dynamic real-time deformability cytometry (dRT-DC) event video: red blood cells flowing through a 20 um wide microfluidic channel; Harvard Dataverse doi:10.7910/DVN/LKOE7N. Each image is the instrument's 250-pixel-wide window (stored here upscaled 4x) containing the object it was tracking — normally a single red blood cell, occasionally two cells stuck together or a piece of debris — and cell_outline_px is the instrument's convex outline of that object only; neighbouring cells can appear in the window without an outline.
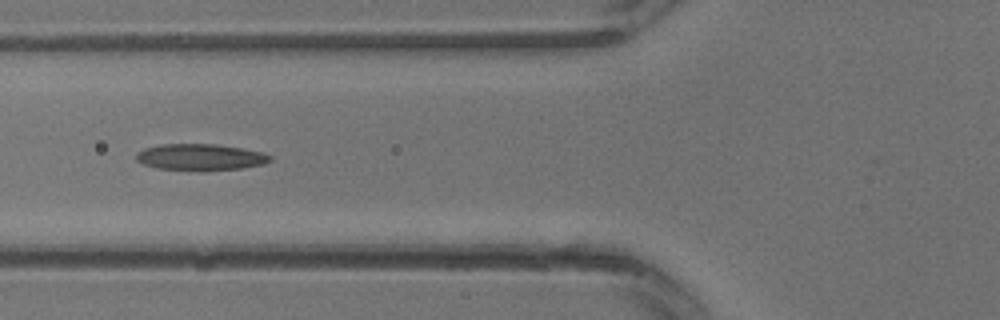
{"species": "common noctule bat (a hibernating species)", "species_latin": "Nyctalus noctula", "temperature_condition": "warm", "stored_images_in_passage": 23, "camera_frame_rate_fps": 3000, "um_per_image_px": 0.085, "animal": {"sex": "male", "body_mass_g": 13.3}, "frame": {"image": 1, "passage_image": 12, "time_ms": 3.667, "image_size_px": [1000, 320], "cell_outline_px": [[272, 160], [264, 164], [240, 168], [204, 172], [156, 168], [144, 164], [136, 160], [136, 152], [144, 148], [160, 144], [216, 144], [264, 152], [272, 156]], "centroid_in_image_um": [17.03, 13.37], "position_along_channel_um": 108.8, "area_um2": 21.04}}
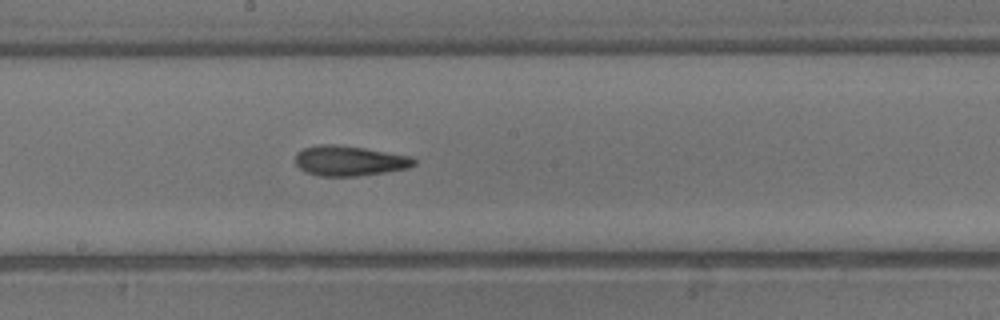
{"frame": {"image": 2, "passage_image": 17, "time_ms": 5.333, "image_size_px": [1000, 320], "cell_outline_px": [[416, 164], [408, 168], [384, 172], [356, 176], [320, 176], [308, 172], [300, 168], [296, 164], [296, 152], [304, 148], [320, 144], [336, 144], [364, 148], [412, 156], [416, 160]], "centroid_in_image_um": [29.72, 13.66], "position_along_channel_um": 218.5, "area_um2": 20.75}}
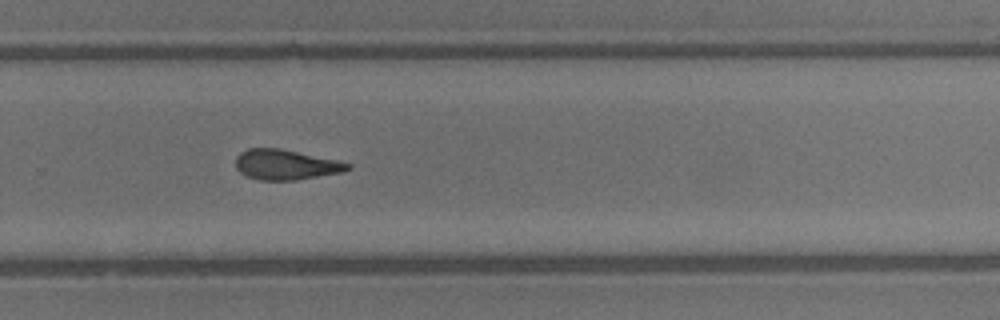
{"frame": {"image": 3, "passage_image": 21, "time_ms": 6.667, "image_size_px": [1000, 320], "cell_outline_px": [[352, 168], [344, 172], [296, 180], [260, 180], [248, 176], [240, 172], [236, 168], [236, 156], [240, 152], [248, 148], [280, 148], [340, 160], [352, 164]], "centroid_in_image_um": [24.34, 13.99], "position_along_channel_um": 305.5, "area_um2": 19.94}}